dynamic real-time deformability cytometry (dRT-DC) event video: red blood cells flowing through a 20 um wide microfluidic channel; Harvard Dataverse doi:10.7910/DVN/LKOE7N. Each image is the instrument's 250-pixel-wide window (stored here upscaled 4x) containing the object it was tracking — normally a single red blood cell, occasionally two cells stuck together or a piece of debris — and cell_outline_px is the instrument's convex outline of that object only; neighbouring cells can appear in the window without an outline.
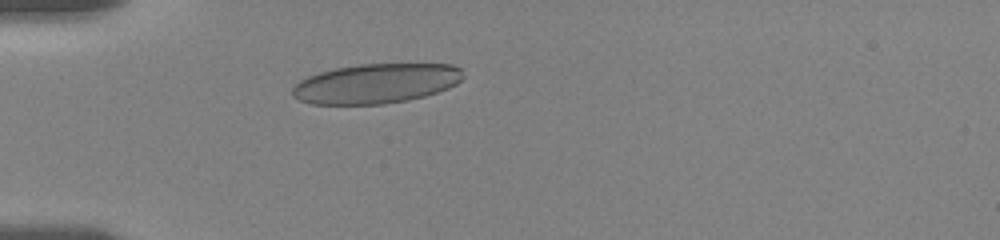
{"species": "human", "species_latin": "Homo sapiens", "temperature_condition": "room temperature", "stored_images_in_passage": 10, "camera_frame_rate_fps": 3000, "um_per_image_px": 0.085, "donor": {"sex": "female"}, "frame": {"image": 1, "passage_image": 6, "time_ms": 3.333, "image_size_px": [1000, 240], "cell_outline_px": [[464, 76], [456, 84], [448, 88], [424, 96], [408, 100], [384, 104], [312, 104], [300, 100], [292, 96], [292, 88], [300, 80], [308, 76], [320, 72], [336, 68], [360, 64], [452, 64], [460, 68]], "centroid_in_image_um": [31.96, 7.1], "position_along_channel_um": 53.0, "area_um2": 39.42}}
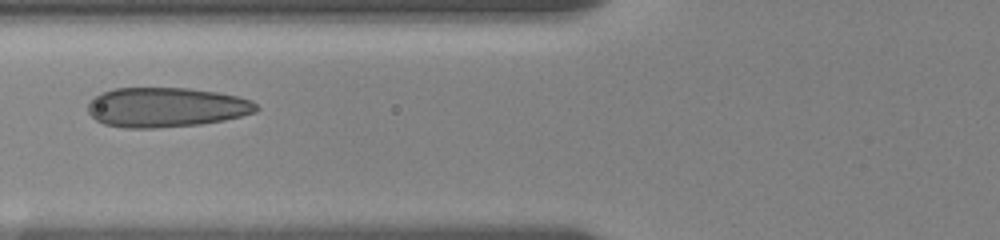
{"frame": {"image": 2, "passage_image": 9, "time_ms": 5.333, "image_size_px": [1000, 240], "cell_outline_px": [[260, 108], [256, 112], [224, 120], [200, 124], [156, 128], [124, 128], [104, 124], [96, 120], [88, 112], [88, 104], [96, 96], [112, 88], [188, 88], [216, 92], [236, 96], [252, 100]], "centroid_in_image_um": [14.12, 9.12], "position_along_channel_um": 111.7, "area_um2": 38.9}}